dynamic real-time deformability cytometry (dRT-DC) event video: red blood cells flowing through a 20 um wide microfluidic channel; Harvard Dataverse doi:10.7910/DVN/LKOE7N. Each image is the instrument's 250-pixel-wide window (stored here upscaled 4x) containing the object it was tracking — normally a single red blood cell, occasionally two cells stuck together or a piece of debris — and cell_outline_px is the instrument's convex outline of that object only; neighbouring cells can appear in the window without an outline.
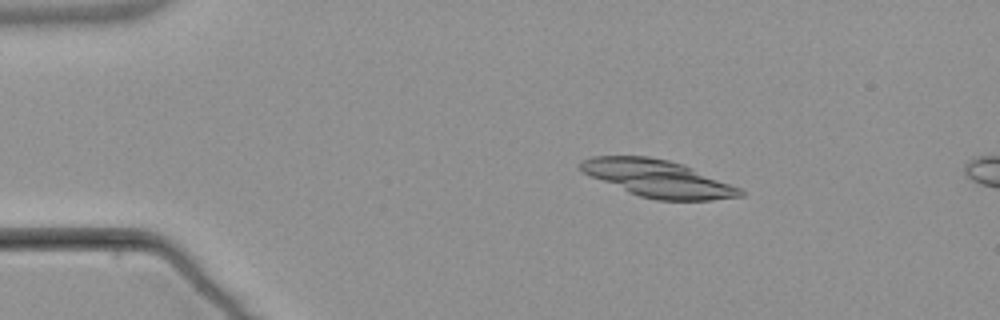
{"species": "common noctule bat (a hibernating species)", "species_latin": "Nyctalus noctula", "temperature_condition": "warm", "stored_images_in_passage": 4, "camera_frame_rate_fps": 3000, "um_per_image_px": 0.085, "animal": {"sex": "male", "body_mass_g": 21.5, "forearm_length_mm": 52.0}, "frame": {"image": 1, "passage_image": 2, "time_ms": 2.333, "image_size_px": [1000, 320], "cell_outline_px": [[744, 196], [712, 200], [656, 200], [640, 196], [592, 176], [584, 172], [580, 168], [580, 160], [592, 156], [648, 156], [668, 160], [684, 164], [740, 188], [744, 192]], "centroid_in_image_um": [55.96, 15.17], "position_along_channel_um": 29.0, "area_um2": 33.99}}